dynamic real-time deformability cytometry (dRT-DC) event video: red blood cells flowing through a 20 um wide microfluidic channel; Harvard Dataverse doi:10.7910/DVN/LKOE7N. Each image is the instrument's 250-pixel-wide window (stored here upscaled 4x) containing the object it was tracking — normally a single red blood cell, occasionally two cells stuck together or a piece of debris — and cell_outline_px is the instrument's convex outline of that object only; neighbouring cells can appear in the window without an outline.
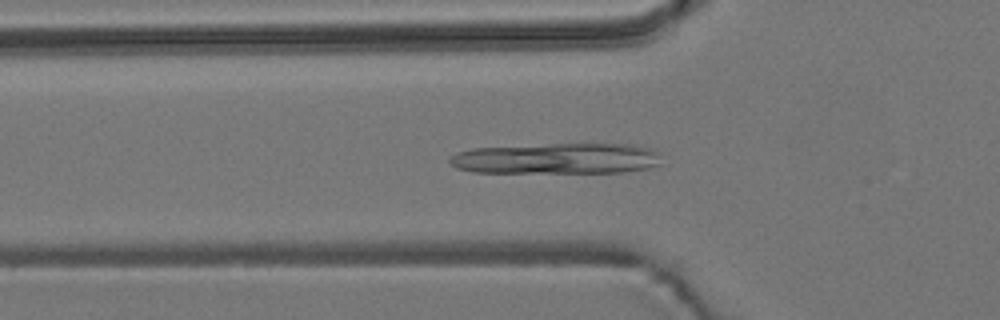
{"species": "common noctule bat (a hibernating species)", "species_latin": "Nyctalus noctula", "temperature_condition": "room temperature", "stored_images_in_passage": 56, "camera_frame_rate_fps": 3000, "um_per_image_px": 0.085, "animal": {"sex": "male", "body_mass_g": 19.2, "forearm_length_mm": 51.8}, "frame": {"image": 1, "passage_image": 18, "time_ms": 5.667, "image_size_px": [1000, 320], "cell_outline_px": [[664, 164], [648, 168], [624, 172], [472, 172], [456, 168], [448, 164], [448, 156], [456, 152], [472, 148], [552, 144], [636, 144], [652, 148], [660, 152]], "centroid_in_image_um": [47.37, 13.47], "position_along_channel_um": 78.4, "area_um2": 38.67}}
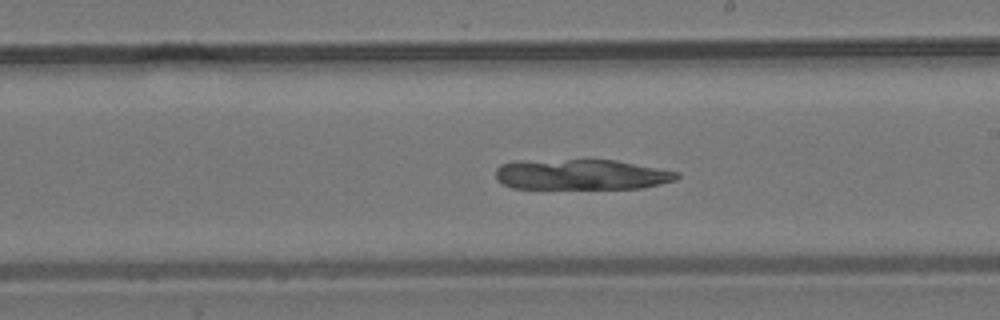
{"frame": {"image": 2, "passage_image": 31, "time_ms": 10.0, "image_size_px": [1000, 320], "cell_outline_px": [[680, 176], [676, 180], [644, 188], [512, 188], [496, 180], [496, 168], [500, 164], [516, 160], [616, 160], [680, 172]], "centroid_in_image_um": [49.41, 14.83], "position_along_channel_um": 239.6, "area_um2": 32.37}}
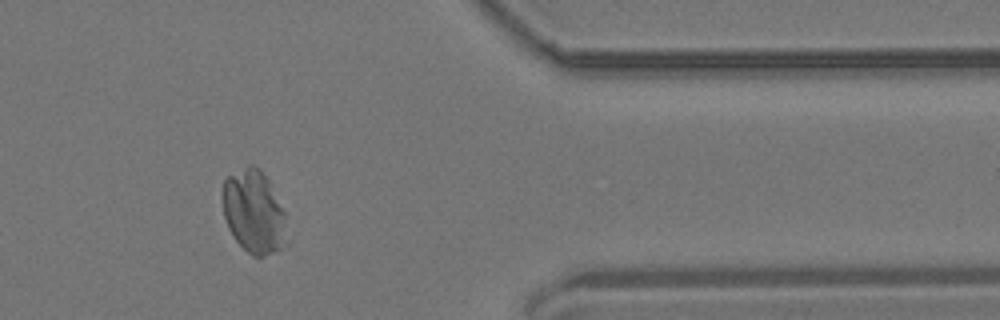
{"frame": {"image": 3, "passage_image": 45, "time_ms": 14.667, "image_size_px": [1000, 320], "cell_outline_px": [[284, 216], [280, 248], [264, 256], [252, 256], [236, 240], [228, 228], [224, 216], [224, 176], [248, 164], [252, 164], [260, 168], [268, 180], [284, 212]], "centroid_in_image_um": [21.5, 17.92], "position_along_channel_um": 389.9, "area_um2": 30.11}}